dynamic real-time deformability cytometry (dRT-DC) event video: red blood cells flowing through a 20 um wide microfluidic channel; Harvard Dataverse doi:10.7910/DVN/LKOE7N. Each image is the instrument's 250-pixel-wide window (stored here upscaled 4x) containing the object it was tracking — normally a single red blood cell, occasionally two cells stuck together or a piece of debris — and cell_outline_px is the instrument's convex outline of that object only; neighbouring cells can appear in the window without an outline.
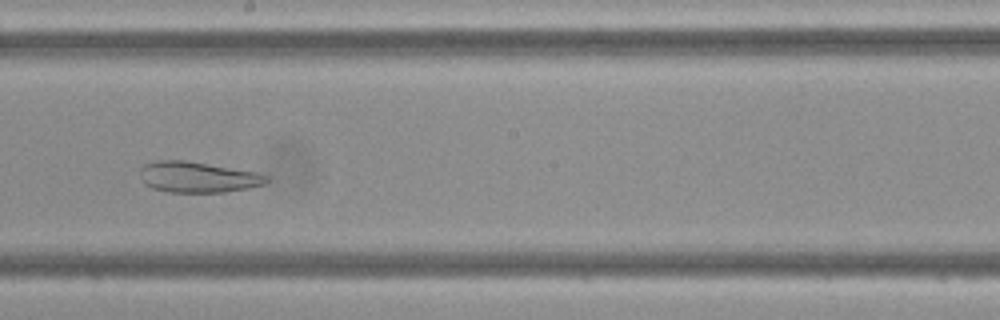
{"species": "Egyptian fruit bat (a non-hibernating species)", "species_latin": "Rousettus aegyptiacus", "temperature_condition": "cold", "stored_images_in_passage": 47, "camera_frame_rate_fps": 3000, "um_per_image_px": 0.085, "frame": {"image": 1, "passage_image": 26, "time_ms": 8.333, "image_size_px": [1000, 320], "cell_outline_px": [[272, 180], [264, 184], [248, 188], [224, 192], [168, 192], [152, 188], [144, 184], [140, 180], [140, 168], [144, 164], [156, 160], [184, 160], [256, 172], [268, 176]], "centroid_in_image_um": [16.79, 15.05], "position_along_channel_um": 231.4, "area_um2": 22.83}}
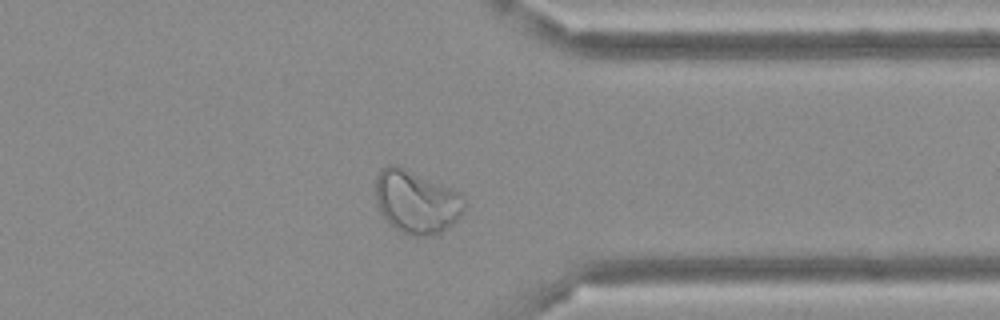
{"frame": {"image": 2, "passage_image": 37, "time_ms": 12.0, "image_size_px": [1000, 320], "cell_outline_px": [[468, 204], [460, 216], [452, 224], [440, 232], [424, 236], [412, 236], [400, 232], [380, 212], [376, 200], [376, 176], [380, 168], [388, 164], [396, 164], [460, 192], [464, 196]], "centroid_in_image_um": [35.41, 17.13], "position_along_channel_um": 376.0, "area_um2": 32.71}}
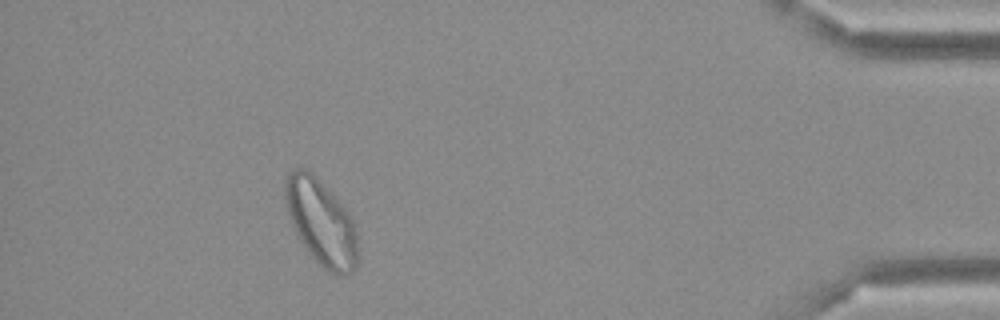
{"frame": {"image": 3, "passage_image": 43, "time_ms": 14.0, "image_size_px": [1000, 320], "cell_outline_px": [[356, 268], [348, 276], [336, 276], [328, 272], [312, 256], [300, 240], [292, 224], [288, 212], [284, 196], [284, 176], [288, 172], [296, 168], [308, 168], [316, 176], [348, 212], [356, 228]], "centroid_in_image_um": [27.27, 18.88], "position_along_channel_um": 407.9, "area_um2": 36.18}}